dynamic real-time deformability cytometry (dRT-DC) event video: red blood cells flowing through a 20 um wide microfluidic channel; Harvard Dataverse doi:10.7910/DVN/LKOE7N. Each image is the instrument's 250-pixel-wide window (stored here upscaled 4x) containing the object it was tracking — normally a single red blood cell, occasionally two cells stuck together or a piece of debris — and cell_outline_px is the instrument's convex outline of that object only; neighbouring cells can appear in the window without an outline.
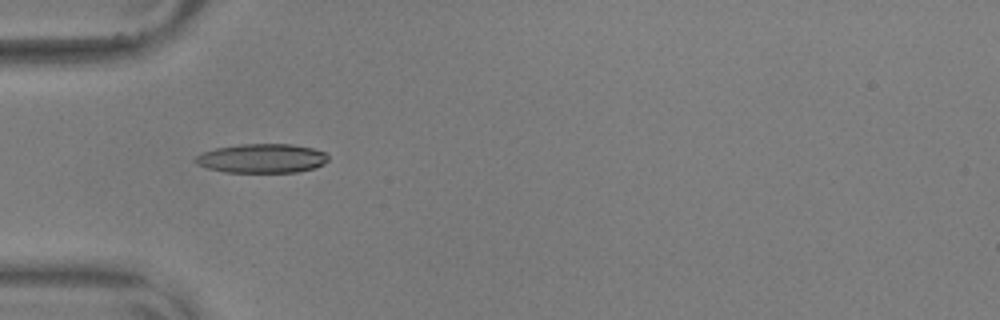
{"species": "common noctule bat (a hibernating species)", "species_latin": "Nyctalus noctula", "temperature_condition": "warm", "stored_images_in_passage": 39, "camera_frame_rate_fps": 3000, "um_per_image_px": 0.085, "animal": {"sex": "male", "body_mass_g": 17.9, "forearm_length_mm": 54.2}, "frame": {"image": 1, "passage_image": 1, "time_ms": 0.0, "image_size_px": [1000, 320], "cell_outline_px": [[328, 160], [324, 164], [312, 168], [296, 172], [224, 172], [208, 168], [196, 164], [192, 160], [196, 156], [204, 152], [216, 148], [240, 144], [292, 144], [312, 148], [324, 152], [328, 156]], "centroid_in_image_um": [22.24, 13.46], "position_along_channel_um": 62.8, "area_um2": 22.48}}
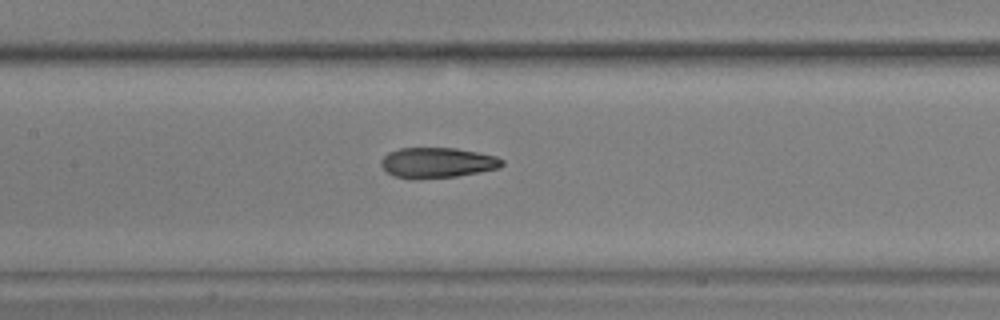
{"frame": {"image": 2, "passage_image": 10, "time_ms": 3.0, "image_size_px": [1000, 320], "cell_outline_px": [[504, 164], [500, 168], [456, 176], [416, 180], [412, 180], [396, 176], [388, 172], [380, 164], [380, 160], [388, 152], [400, 148], [456, 148], [496, 156], [504, 160]], "centroid_in_image_um": [37.16, 13.83], "position_along_channel_um": 170.2, "area_um2": 21.5}}
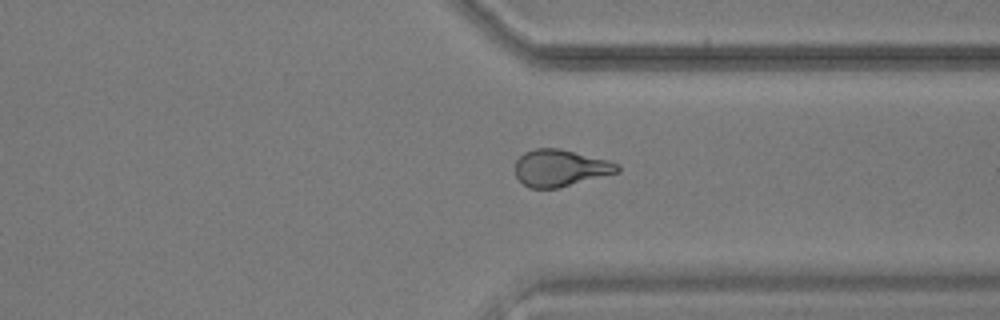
{"frame": {"image": 3, "passage_image": 26, "time_ms": 8.333, "image_size_px": [1000, 320], "cell_outline_px": [[620, 172], [556, 188], [528, 188], [516, 176], [516, 160], [524, 152], [536, 148], [560, 148], [608, 160], [620, 164]], "centroid_in_image_um": [47.64, 14.27], "position_along_channel_um": 363.8, "area_um2": 21.91}, "authors_computed_cell_mechanics": {"area_um2": 21.9062, "velocity_mm_per_s": 3.6367, "shape_relaxation_time_tau1_ms": 10.5096, "shape_relaxation_time_tau2_ms": 1.7311, "deformation_change_tau1": 0.2712, "deformation_change_tau2": 0.0881}}